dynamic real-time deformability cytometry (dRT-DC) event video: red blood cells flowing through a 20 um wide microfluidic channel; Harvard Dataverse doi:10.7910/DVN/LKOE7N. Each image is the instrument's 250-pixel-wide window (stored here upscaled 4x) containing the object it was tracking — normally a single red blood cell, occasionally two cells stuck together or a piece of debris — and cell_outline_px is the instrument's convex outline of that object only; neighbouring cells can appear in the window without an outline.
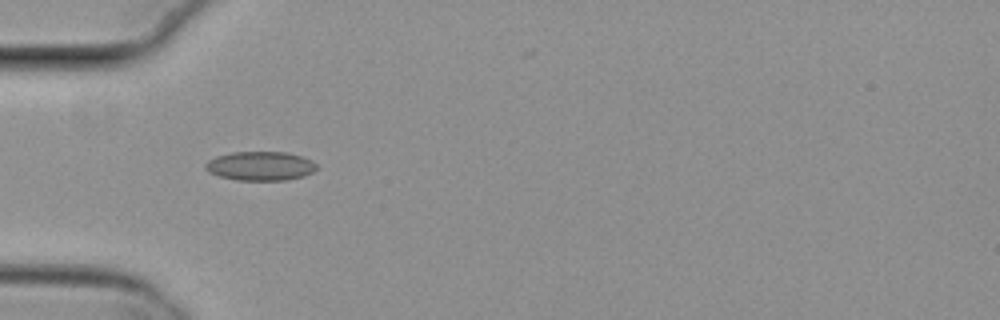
{"species": "common noctule bat (a hibernating species)", "species_latin": "Nyctalus noctula", "temperature_condition": "cold", "stored_images_in_passage": 41, "camera_frame_rate_fps": 3000, "um_per_image_px": 0.085, "animal": {"sex": "female", "body_mass_g": 29.2, "forearm_length_mm": 56.3}, "frame": {"image": 1, "passage_image": 12, "time_ms": 3.667, "image_size_px": [1000, 320], "cell_outline_px": [[316, 168], [312, 172], [304, 176], [288, 180], [236, 180], [220, 176], [208, 172], [204, 168], [204, 164], [208, 160], [216, 156], [232, 152], [284, 152], [300, 156], [312, 160], [316, 164]], "centroid_in_image_um": [22.1, 14.11], "position_along_channel_um": 62.9, "area_um2": 18.84}}
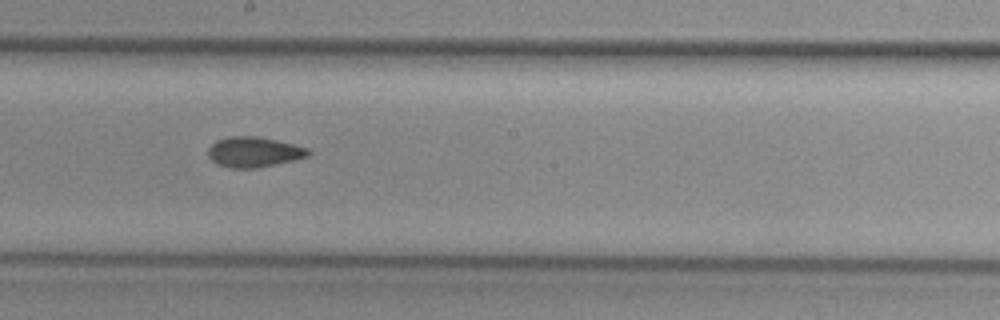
{"frame": {"image": 2, "passage_image": 25, "time_ms": 8.0, "image_size_px": [1000, 320], "cell_outline_px": [[312, 152], [308, 156], [292, 160], [256, 168], [232, 168], [216, 164], [208, 156], [208, 148], [216, 140], [232, 136], [256, 136], [276, 140], [308, 148]], "centroid_in_image_um": [21.56, 12.92], "position_along_channel_um": 226.6, "area_um2": 17.51}}
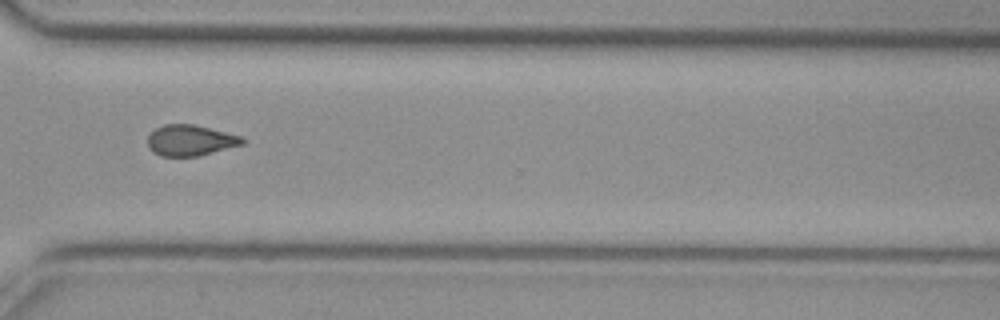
{"frame": {"image": 3, "passage_image": 35, "time_ms": 11.333, "image_size_px": [1000, 320], "cell_outline_px": [[248, 140], [244, 144], [200, 156], [160, 156], [152, 152], [148, 148], [148, 136], [156, 128], [164, 124], [192, 124], [240, 136]], "centroid_in_image_um": [16.18, 11.94], "position_along_channel_um": 354.4, "area_um2": 17.05}}